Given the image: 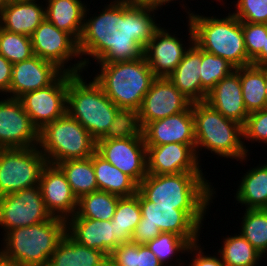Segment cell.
Returning a JSON list of instances; mask_svg holds the SVG:
<instances>
[{
    "label": "cell",
    "mask_w": 267,
    "mask_h": 266,
    "mask_svg": "<svg viewBox=\"0 0 267 266\" xmlns=\"http://www.w3.org/2000/svg\"><path fill=\"white\" fill-rule=\"evenodd\" d=\"M104 7L100 14L90 19H86L89 12L86 8L78 41L80 56L87 55L97 63L131 61L143 57L145 47L161 27L155 21L156 9L134 4L130 0H113Z\"/></svg>",
    "instance_id": "1"
},
{
    "label": "cell",
    "mask_w": 267,
    "mask_h": 266,
    "mask_svg": "<svg viewBox=\"0 0 267 266\" xmlns=\"http://www.w3.org/2000/svg\"><path fill=\"white\" fill-rule=\"evenodd\" d=\"M68 73L66 112L81 123L97 141L122 133L130 126V118L115 105L94 81Z\"/></svg>",
    "instance_id": "2"
},
{
    "label": "cell",
    "mask_w": 267,
    "mask_h": 266,
    "mask_svg": "<svg viewBox=\"0 0 267 266\" xmlns=\"http://www.w3.org/2000/svg\"><path fill=\"white\" fill-rule=\"evenodd\" d=\"M65 234L66 220L53 216L48 221L12 229L3 236L0 261L13 266H48Z\"/></svg>",
    "instance_id": "3"
},
{
    "label": "cell",
    "mask_w": 267,
    "mask_h": 266,
    "mask_svg": "<svg viewBox=\"0 0 267 266\" xmlns=\"http://www.w3.org/2000/svg\"><path fill=\"white\" fill-rule=\"evenodd\" d=\"M203 175L147 174L138 184V191L148 201L156 203V206H177L180 210H207L213 202L215 191Z\"/></svg>",
    "instance_id": "4"
},
{
    "label": "cell",
    "mask_w": 267,
    "mask_h": 266,
    "mask_svg": "<svg viewBox=\"0 0 267 266\" xmlns=\"http://www.w3.org/2000/svg\"><path fill=\"white\" fill-rule=\"evenodd\" d=\"M97 64H100L101 69L93 78L94 81L131 119L156 78L145 56L131 61Z\"/></svg>",
    "instance_id": "5"
},
{
    "label": "cell",
    "mask_w": 267,
    "mask_h": 266,
    "mask_svg": "<svg viewBox=\"0 0 267 266\" xmlns=\"http://www.w3.org/2000/svg\"><path fill=\"white\" fill-rule=\"evenodd\" d=\"M192 114L195 128V151L198 158L200 149L205 148L220 157L242 162L246 160L249 150L242 141L244 134L241 124L225 118L205 101L193 102Z\"/></svg>",
    "instance_id": "6"
},
{
    "label": "cell",
    "mask_w": 267,
    "mask_h": 266,
    "mask_svg": "<svg viewBox=\"0 0 267 266\" xmlns=\"http://www.w3.org/2000/svg\"><path fill=\"white\" fill-rule=\"evenodd\" d=\"M187 13L199 48L222 57L236 69L252 65L245 49L242 22L234 14L219 19Z\"/></svg>",
    "instance_id": "7"
},
{
    "label": "cell",
    "mask_w": 267,
    "mask_h": 266,
    "mask_svg": "<svg viewBox=\"0 0 267 266\" xmlns=\"http://www.w3.org/2000/svg\"><path fill=\"white\" fill-rule=\"evenodd\" d=\"M142 218L136 226L131 241L146 244L161 232L174 233L190 244L198 243L202 221L208 210H180L177 206H156L139 192Z\"/></svg>",
    "instance_id": "8"
},
{
    "label": "cell",
    "mask_w": 267,
    "mask_h": 266,
    "mask_svg": "<svg viewBox=\"0 0 267 266\" xmlns=\"http://www.w3.org/2000/svg\"><path fill=\"white\" fill-rule=\"evenodd\" d=\"M47 163L57 165L67 160L91 157L97 141L86 128L67 112L39 131V145Z\"/></svg>",
    "instance_id": "9"
},
{
    "label": "cell",
    "mask_w": 267,
    "mask_h": 266,
    "mask_svg": "<svg viewBox=\"0 0 267 266\" xmlns=\"http://www.w3.org/2000/svg\"><path fill=\"white\" fill-rule=\"evenodd\" d=\"M96 151L137 184L147 176V146L142 131L132 125L120 134L98 139Z\"/></svg>",
    "instance_id": "10"
},
{
    "label": "cell",
    "mask_w": 267,
    "mask_h": 266,
    "mask_svg": "<svg viewBox=\"0 0 267 266\" xmlns=\"http://www.w3.org/2000/svg\"><path fill=\"white\" fill-rule=\"evenodd\" d=\"M47 160L38 146L0 149V196L38 186Z\"/></svg>",
    "instance_id": "11"
},
{
    "label": "cell",
    "mask_w": 267,
    "mask_h": 266,
    "mask_svg": "<svg viewBox=\"0 0 267 266\" xmlns=\"http://www.w3.org/2000/svg\"><path fill=\"white\" fill-rule=\"evenodd\" d=\"M33 46V52L35 56L41 59L54 63L63 72L71 74L82 73L83 69L86 70L89 62V58H81L78 50V42L67 32L58 29L46 18L35 29L30 36ZM75 58H81L77 63L70 65L69 60ZM65 65V66H64Z\"/></svg>",
    "instance_id": "12"
},
{
    "label": "cell",
    "mask_w": 267,
    "mask_h": 266,
    "mask_svg": "<svg viewBox=\"0 0 267 266\" xmlns=\"http://www.w3.org/2000/svg\"><path fill=\"white\" fill-rule=\"evenodd\" d=\"M51 217L39 185L0 196V226L4 235L12 229L35 225Z\"/></svg>",
    "instance_id": "13"
},
{
    "label": "cell",
    "mask_w": 267,
    "mask_h": 266,
    "mask_svg": "<svg viewBox=\"0 0 267 266\" xmlns=\"http://www.w3.org/2000/svg\"><path fill=\"white\" fill-rule=\"evenodd\" d=\"M191 101L165 77H156L130 125L142 129L147 123L184 112Z\"/></svg>",
    "instance_id": "14"
},
{
    "label": "cell",
    "mask_w": 267,
    "mask_h": 266,
    "mask_svg": "<svg viewBox=\"0 0 267 266\" xmlns=\"http://www.w3.org/2000/svg\"><path fill=\"white\" fill-rule=\"evenodd\" d=\"M67 90L68 73L63 72L49 86L25 93L19 98L38 131L66 113Z\"/></svg>",
    "instance_id": "15"
},
{
    "label": "cell",
    "mask_w": 267,
    "mask_h": 266,
    "mask_svg": "<svg viewBox=\"0 0 267 266\" xmlns=\"http://www.w3.org/2000/svg\"><path fill=\"white\" fill-rule=\"evenodd\" d=\"M39 145V131L18 98L0 100V148H30Z\"/></svg>",
    "instance_id": "16"
},
{
    "label": "cell",
    "mask_w": 267,
    "mask_h": 266,
    "mask_svg": "<svg viewBox=\"0 0 267 266\" xmlns=\"http://www.w3.org/2000/svg\"><path fill=\"white\" fill-rule=\"evenodd\" d=\"M195 144L147 146V174L203 173Z\"/></svg>",
    "instance_id": "17"
},
{
    "label": "cell",
    "mask_w": 267,
    "mask_h": 266,
    "mask_svg": "<svg viewBox=\"0 0 267 266\" xmlns=\"http://www.w3.org/2000/svg\"><path fill=\"white\" fill-rule=\"evenodd\" d=\"M39 186L45 208L51 216L67 220L76 214L78 199L58 165L47 163L44 166Z\"/></svg>",
    "instance_id": "18"
},
{
    "label": "cell",
    "mask_w": 267,
    "mask_h": 266,
    "mask_svg": "<svg viewBox=\"0 0 267 266\" xmlns=\"http://www.w3.org/2000/svg\"><path fill=\"white\" fill-rule=\"evenodd\" d=\"M62 73L54 63L35 55L28 60L16 62L12 66L8 97L19 99L25 93L45 88Z\"/></svg>",
    "instance_id": "19"
},
{
    "label": "cell",
    "mask_w": 267,
    "mask_h": 266,
    "mask_svg": "<svg viewBox=\"0 0 267 266\" xmlns=\"http://www.w3.org/2000/svg\"><path fill=\"white\" fill-rule=\"evenodd\" d=\"M141 131L146 146L195 144L192 103L184 112L147 123Z\"/></svg>",
    "instance_id": "20"
},
{
    "label": "cell",
    "mask_w": 267,
    "mask_h": 266,
    "mask_svg": "<svg viewBox=\"0 0 267 266\" xmlns=\"http://www.w3.org/2000/svg\"><path fill=\"white\" fill-rule=\"evenodd\" d=\"M175 35L160 27L144 49V56L155 77L167 78L189 49Z\"/></svg>",
    "instance_id": "21"
},
{
    "label": "cell",
    "mask_w": 267,
    "mask_h": 266,
    "mask_svg": "<svg viewBox=\"0 0 267 266\" xmlns=\"http://www.w3.org/2000/svg\"><path fill=\"white\" fill-rule=\"evenodd\" d=\"M66 233L81 245L102 251L107 257L120 244L115 233V221L90 218H68Z\"/></svg>",
    "instance_id": "22"
},
{
    "label": "cell",
    "mask_w": 267,
    "mask_h": 266,
    "mask_svg": "<svg viewBox=\"0 0 267 266\" xmlns=\"http://www.w3.org/2000/svg\"><path fill=\"white\" fill-rule=\"evenodd\" d=\"M206 103L225 118L245 125L247 112L240 83V68L221 79L207 94Z\"/></svg>",
    "instance_id": "23"
},
{
    "label": "cell",
    "mask_w": 267,
    "mask_h": 266,
    "mask_svg": "<svg viewBox=\"0 0 267 266\" xmlns=\"http://www.w3.org/2000/svg\"><path fill=\"white\" fill-rule=\"evenodd\" d=\"M189 28V49L175 70L167 77L172 84L192 103L201 101L200 67L202 49L194 43V34L191 24Z\"/></svg>",
    "instance_id": "24"
},
{
    "label": "cell",
    "mask_w": 267,
    "mask_h": 266,
    "mask_svg": "<svg viewBox=\"0 0 267 266\" xmlns=\"http://www.w3.org/2000/svg\"><path fill=\"white\" fill-rule=\"evenodd\" d=\"M36 0L9 1L0 12V27L12 33L31 36L43 22L45 7Z\"/></svg>",
    "instance_id": "25"
},
{
    "label": "cell",
    "mask_w": 267,
    "mask_h": 266,
    "mask_svg": "<svg viewBox=\"0 0 267 266\" xmlns=\"http://www.w3.org/2000/svg\"><path fill=\"white\" fill-rule=\"evenodd\" d=\"M48 266H108V257L79 244L66 233L51 254Z\"/></svg>",
    "instance_id": "26"
},
{
    "label": "cell",
    "mask_w": 267,
    "mask_h": 266,
    "mask_svg": "<svg viewBox=\"0 0 267 266\" xmlns=\"http://www.w3.org/2000/svg\"><path fill=\"white\" fill-rule=\"evenodd\" d=\"M45 17L58 29L79 41L87 6L81 0H45Z\"/></svg>",
    "instance_id": "27"
},
{
    "label": "cell",
    "mask_w": 267,
    "mask_h": 266,
    "mask_svg": "<svg viewBox=\"0 0 267 266\" xmlns=\"http://www.w3.org/2000/svg\"><path fill=\"white\" fill-rule=\"evenodd\" d=\"M98 190L120 197H130L138 192V184L127 174L118 170L97 151L92 155Z\"/></svg>",
    "instance_id": "28"
},
{
    "label": "cell",
    "mask_w": 267,
    "mask_h": 266,
    "mask_svg": "<svg viewBox=\"0 0 267 266\" xmlns=\"http://www.w3.org/2000/svg\"><path fill=\"white\" fill-rule=\"evenodd\" d=\"M236 191V200L245 209H267V162L249 169Z\"/></svg>",
    "instance_id": "29"
},
{
    "label": "cell",
    "mask_w": 267,
    "mask_h": 266,
    "mask_svg": "<svg viewBox=\"0 0 267 266\" xmlns=\"http://www.w3.org/2000/svg\"><path fill=\"white\" fill-rule=\"evenodd\" d=\"M240 83L244 105L248 113L266 108L265 65L241 67Z\"/></svg>",
    "instance_id": "30"
},
{
    "label": "cell",
    "mask_w": 267,
    "mask_h": 266,
    "mask_svg": "<svg viewBox=\"0 0 267 266\" xmlns=\"http://www.w3.org/2000/svg\"><path fill=\"white\" fill-rule=\"evenodd\" d=\"M57 165L66 175L77 199L98 190L92 156L86 159L67 160Z\"/></svg>",
    "instance_id": "31"
},
{
    "label": "cell",
    "mask_w": 267,
    "mask_h": 266,
    "mask_svg": "<svg viewBox=\"0 0 267 266\" xmlns=\"http://www.w3.org/2000/svg\"><path fill=\"white\" fill-rule=\"evenodd\" d=\"M120 196L97 190L78 199L76 214L70 218L111 220L115 214Z\"/></svg>",
    "instance_id": "32"
},
{
    "label": "cell",
    "mask_w": 267,
    "mask_h": 266,
    "mask_svg": "<svg viewBox=\"0 0 267 266\" xmlns=\"http://www.w3.org/2000/svg\"><path fill=\"white\" fill-rule=\"evenodd\" d=\"M142 218L139 191L130 197H120L113 220L115 221L116 239L119 244L131 241L132 234Z\"/></svg>",
    "instance_id": "33"
},
{
    "label": "cell",
    "mask_w": 267,
    "mask_h": 266,
    "mask_svg": "<svg viewBox=\"0 0 267 266\" xmlns=\"http://www.w3.org/2000/svg\"><path fill=\"white\" fill-rule=\"evenodd\" d=\"M222 245L218 255L226 266H258L262 260L263 255L240 233L224 238Z\"/></svg>",
    "instance_id": "34"
},
{
    "label": "cell",
    "mask_w": 267,
    "mask_h": 266,
    "mask_svg": "<svg viewBox=\"0 0 267 266\" xmlns=\"http://www.w3.org/2000/svg\"><path fill=\"white\" fill-rule=\"evenodd\" d=\"M239 232L263 256L267 255V209H246ZM266 253V255H265Z\"/></svg>",
    "instance_id": "35"
},
{
    "label": "cell",
    "mask_w": 267,
    "mask_h": 266,
    "mask_svg": "<svg viewBox=\"0 0 267 266\" xmlns=\"http://www.w3.org/2000/svg\"><path fill=\"white\" fill-rule=\"evenodd\" d=\"M236 68L222 57L202 49L200 67L201 101H205L208 92L223 78L235 71Z\"/></svg>",
    "instance_id": "36"
},
{
    "label": "cell",
    "mask_w": 267,
    "mask_h": 266,
    "mask_svg": "<svg viewBox=\"0 0 267 266\" xmlns=\"http://www.w3.org/2000/svg\"><path fill=\"white\" fill-rule=\"evenodd\" d=\"M0 55L12 64L32 58L34 52L30 36L12 33L0 27Z\"/></svg>",
    "instance_id": "37"
},
{
    "label": "cell",
    "mask_w": 267,
    "mask_h": 266,
    "mask_svg": "<svg viewBox=\"0 0 267 266\" xmlns=\"http://www.w3.org/2000/svg\"><path fill=\"white\" fill-rule=\"evenodd\" d=\"M146 245L163 266H168L169 260L171 262L174 255L177 257V253L187 252L191 244L185 238L174 233L161 232L156 238L147 242Z\"/></svg>",
    "instance_id": "38"
},
{
    "label": "cell",
    "mask_w": 267,
    "mask_h": 266,
    "mask_svg": "<svg viewBox=\"0 0 267 266\" xmlns=\"http://www.w3.org/2000/svg\"><path fill=\"white\" fill-rule=\"evenodd\" d=\"M235 8L241 22L267 24V0H237Z\"/></svg>",
    "instance_id": "39"
},
{
    "label": "cell",
    "mask_w": 267,
    "mask_h": 266,
    "mask_svg": "<svg viewBox=\"0 0 267 266\" xmlns=\"http://www.w3.org/2000/svg\"><path fill=\"white\" fill-rule=\"evenodd\" d=\"M245 49L252 61L265 47L267 24L242 22Z\"/></svg>",
    "instance_id": "40"
},
{
    "label": "cell",
    "mask_w": 267,
    "mask_h": 266,
    "mask_svg": "<svg viewBox=\"0 0 267 266\" xmlns=\"http://www.w3.org/2000/svg\"><path fill=\"white\" fill-rule=\"evenodd\" d=\"M244 139L267 145V108L249 113L243 126Z\"/></svg>",
    "instance_id": "41"
},
{
    "label": "cell",
    "mask_w": 267,
    "mask_h": 266,
    "mask_svg": "<svg viewBox=\"0 0 267 266\" xmlns=\"http://www.w3.org/2000/svg\"><path fill=\"white\" fill-rule=\"evenodd\" d=\"M108 266H137V244H120L108 256Z\"/></svg>",
    "instance_id": "42"
},
{
    "label": "cell",
    "mask_w": 267,
    "mask_h": 266,
    "mask_svg": "<svg viewBox=\"0 0 267 266\" xmlns=\"http://www.w3.org/2000/svg\"><path fill=\"white\" fill-rule=\"evenodd\" d=\"M198 244V245H197ZM198 243L191 244L187 250L188 254L189 252L193 255H196L195 257L193 256L192 262L188 266H226L223 261L221 256H211L205 255L203 250H201V245L199 246ZM196 251V252H195ZM196 253V254H194ZM219 257V258H218Z\"/></svg>",
    "instance_id": "43"
},
{
    "label": "cell",
    "mask_w": 267,
    "mask_h": 266,
    "mask_svg": "<svg viewBox=\"0 0 267 266\" xmlns=\"http://www.w3.org/2000/svg\"><path fill=\"white\" fill-rule=\"evenodd\" d=\"M137 266H163L146 244H137Z\"/></svg>",
    "instance_id": "44"
},
{
    "label": "cell",
    "mask_w": 267,
    "mask_h": 266,
    "mask_svg": "<svg viewBox=\"0 0 267 266\" xmlns=\"http://www.w3.org/2000/svg\"><path fill=\"white\" fill-rule=\"evenodd\" d=\"M13 64L8 61L3 55H0V93L9 92V86L12 78Z\"/></svg>",
    "instance_id": "45"
},
{
    "label": "cell",
    "mask_w": 267,
    "mask_h": 266,
    "mask_svg": "<svg viewBox=\"0 0 267 266\" xmlns=\"http://www.w3.org/2000/svg\"><path fill=\"white\" fill-rule=\"evenodd\" d=\"M130 1H132L134 4L137 5L158 10L159 8H161V6L166 5L167 3L169 4V2H172L174 0H130Z\"/></svg>",
    "instance_id": "46"
},
{
    "label": "cell",
    "mask_w": 267,
    "mask_h": 266,
    "mask_svg": "<svg viewBox=\"0 0 267 266\" xmlns=\"http://www.w3.org/2000/svg\"><path fill=\"white\" fill-rule=\"evenodd\" d=\"M252 65H267V35H265V47H263L262 51L252 60Z\"/></svg>",
    "instance_id": "47"
},
{
    "label": "cell",
    "mask_w": 267,
    "mask_h": 266,
    "mask_svg": "<svg viewBox=\"0 0 267 266\" xmlns=\"http://www.w3.org/2000/svg\"><path fill=\"white\" fill-rule=\"evenodd\" d=\"M265 98H266V108H267V65H265Z\"/></svg>",
    "instance_id": "48"
},
{
    "label": "cell",
    "mask_w": 267,
    "mask_h": 266,
    "mask_svg": "<svg viewBox=\"0 0 267 266\" xmlns=\"http://www.w3.org/2000/svg\"><path fill=\"white\" fill-rule=\"evenodd\" d=\"M9 2V0H0V12L2 8Z\"/></svg>",
    "instance_id": "49"
},
{
    "label": "cell",
    "mask_w": 267,
    "mask_h": 266,
    "mask_svg": "<svg viewBox=\"0 0 267 266\" xmlns=\"http://www.w3.org/2000/svg\"><path fill=\"white\" fill-rule=\"evenodd\" d=\"M0 266H13V265H8L0 261Z\"/></svg>",
    "instance_id": "50"
},
{
    "label": "cell",
    "mask_w": 267,
    "mask_h": 266,
    "mask_svg": "<svg viewBox=\"0 0 267 266\" xmlns=\"http://www.w3.org/2000/svg\"><path fill=\"white\" fill-rule=\"evenodd\" d=\"M178 260H179V262H178ZM181 259H177V263H179L178 264V266H180L182 263H180L181 261H180Z\"/></svg>",
    "instance_id": "51"
}]
</instances>
